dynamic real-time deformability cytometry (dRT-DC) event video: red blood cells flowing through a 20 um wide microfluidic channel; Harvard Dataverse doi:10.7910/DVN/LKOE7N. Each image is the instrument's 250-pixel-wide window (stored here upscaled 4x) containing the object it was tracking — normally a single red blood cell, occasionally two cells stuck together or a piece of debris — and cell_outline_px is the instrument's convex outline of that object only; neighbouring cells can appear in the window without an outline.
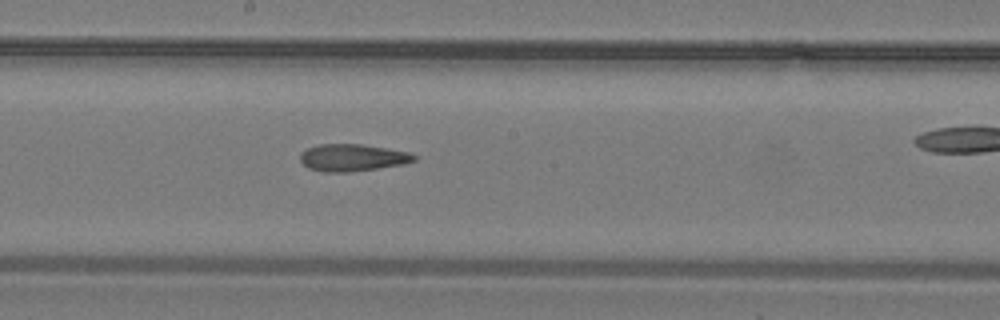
{"species": "common noctule bat (a hibernating species)", "species_latin": "Nyctalus noctula", "temperature_condition": "warm", "stored_images_in_passage": 26, "camera_frame_rate_fps": 3000, "um_per_image_px": 0.085, "animal": {"sex": "male", "body_mass_g": 19.2, "forearm_length_mm": 51.8}, "frame": {"image": 1, "passage_image": 18, "time_ms": 5.667, "image_size_px": [1000, 320], "cell_outline_px": [[416, 160], [404, 164], [348, 172], [324, 172], [308, 168], [300, 160], [300, 152], [308, 148], [320, 144], [360, 144], [408, 152], [416, 156]], "centroid_in_image_um": [29.93, 13.4], "position_along_channel_um": 218.3, "area_um2": 17.8}}
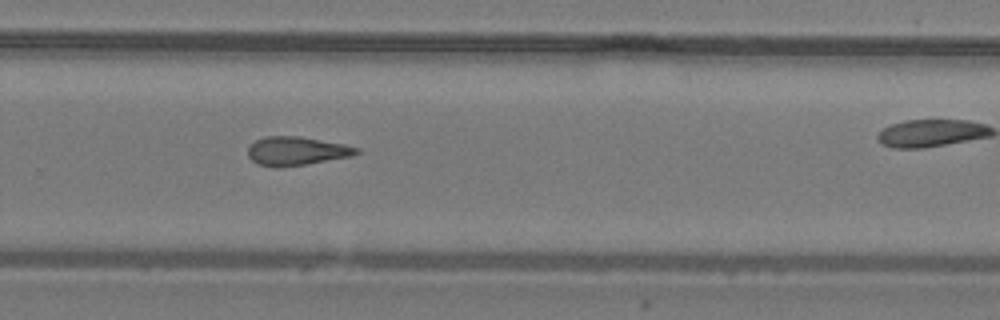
{"frame": {"image": 2, "passage_image": 22, "time_ms": 7.0, "image_size_px": [1000, 320], "cell_outline_px": [[360, 152], [352, 156], [308, 164], [276, 168], [256, 164], [248, 156], [248, 148], [256, 140], [264, 136], [300, 136], [344, 144], [360, 148]], "centroid_in_image_um": [25.2, 12.84], "position_along_channel_um": 304.6, "area_um2": 18.32}}